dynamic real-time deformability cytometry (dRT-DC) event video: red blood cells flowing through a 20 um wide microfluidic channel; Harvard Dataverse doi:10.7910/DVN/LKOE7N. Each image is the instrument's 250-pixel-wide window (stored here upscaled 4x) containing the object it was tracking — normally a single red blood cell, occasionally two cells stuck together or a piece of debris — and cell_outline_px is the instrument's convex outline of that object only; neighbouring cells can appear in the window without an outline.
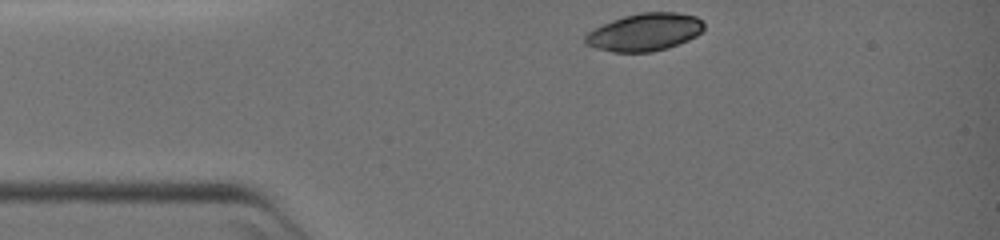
{"species": "common noctule bat (a hibernating species)", "species_latin": "Nyctalus noctula", "temperature_condition": "warm", "stored_images_in_passage": 47, "camera_frame_rate_fps": 3000, "um_per_image_px": 0.085, "animal": {"sex": "female", "body_mass_g": 19.0, "forearm_length_mm": 51.5}, "frame": {"image": 1, "passage_image": 1, "time_ms": 0.0, "image_size_px": [1000, 240], "cell_outline_px": [[704, 28], [696, 36], [688, 40], [668, 48], [652, 52], [612, 52], [596, 48], [588, 44], [584, 40], [584, 36], [588, 32], [612, 20], [624, 16], [640, 12], [676, 12], [696, 16], [704, 24]], "centroid_in_image_um": [54.81, 2.73], "position_along_channel_um": 30.2, "area_um2": 25.89}}
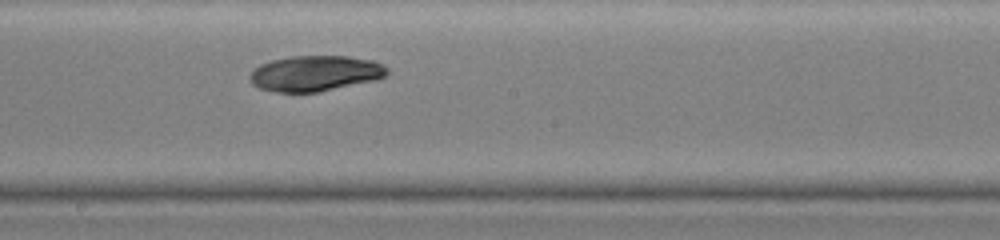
{"frame": {"image": 2, "passage_image": 26, "time_ms": 8.333, "image_size_px": [1000, 240], "cell_outline_px": [[388, 72], [384, 76], [376, 80], [320, 92], [276, 92], [260, 88], [252, 84], [248, 76], [260, 64], [272, 60], [292, 56], [348, 56], [372, 60], [384, 64], [388, 68]], "centroid_in_image_um": [26.81, 6.24], "position_along_channel_um": 221.4, "area_um2": 28.55}}
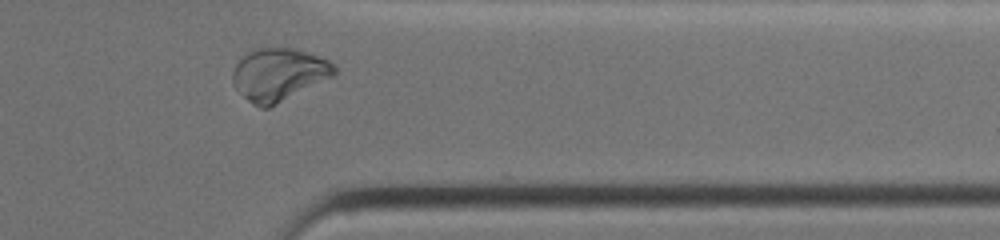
{"frame": {"image": 3, "passage_image": 44, "time_ms": 14.333, "image_size_px": [1000, 240], "cell_outline_px": [[336, 72], [332, 76], [268, 108], [260, 108], [252, 104], [232, 84], [232, 72], [236, 64], [248, 52], [256, 48], [268, 44], [272, 44], [296, 48], [328, 60], [336, 68]], "centroid_in_image_um": [23.65, 6.27], "position_along_channel_um": 387.7, "area_um2": 31.33}}